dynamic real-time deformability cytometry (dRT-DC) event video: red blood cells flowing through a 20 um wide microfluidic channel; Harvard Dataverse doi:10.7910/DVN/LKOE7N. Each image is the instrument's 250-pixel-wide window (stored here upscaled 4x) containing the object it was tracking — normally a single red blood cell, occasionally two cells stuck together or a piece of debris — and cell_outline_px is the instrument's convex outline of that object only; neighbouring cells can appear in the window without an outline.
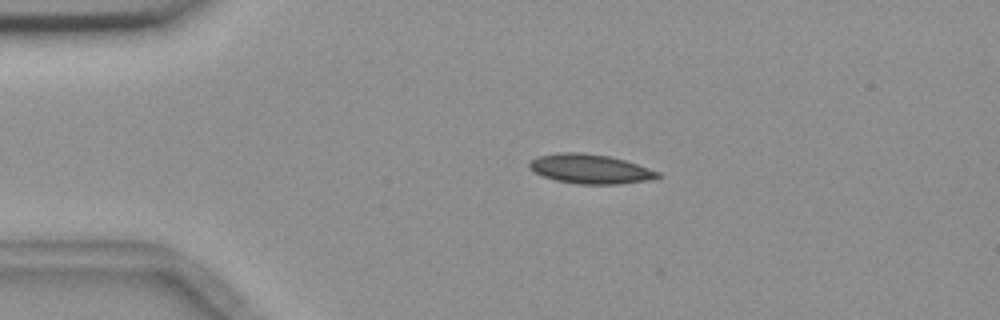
{"species": "common noctule bat (a hibernating species)", "species_latin": "Nyctalus noctula", "temperature_condition": "room temperature", "stored_images_in_passage": 1, "camera_frame_rate_fps": 3000, "um_per_image_px": 0.085, "animal": {"sex": "female", "body_mass_g": 18.4}, "frame": {"image": 1, "passage_image": 1, "time_ms": 0.0, "image_size_px": [1000, 320], "cell_outline_px": [[660, 176], [644, 180], [616, 184], [580, 184], [556, 180], [544, 176], [528, 168], [528, 164], [532, 160], [540, 156], [560, 152], [584, 152], [608, 156], [624, 160], [660, 172]], "centroid_in_image_um": [50.13, 14.35], "position_along_channel_um": 34.9, "area_um2": 21.56}}